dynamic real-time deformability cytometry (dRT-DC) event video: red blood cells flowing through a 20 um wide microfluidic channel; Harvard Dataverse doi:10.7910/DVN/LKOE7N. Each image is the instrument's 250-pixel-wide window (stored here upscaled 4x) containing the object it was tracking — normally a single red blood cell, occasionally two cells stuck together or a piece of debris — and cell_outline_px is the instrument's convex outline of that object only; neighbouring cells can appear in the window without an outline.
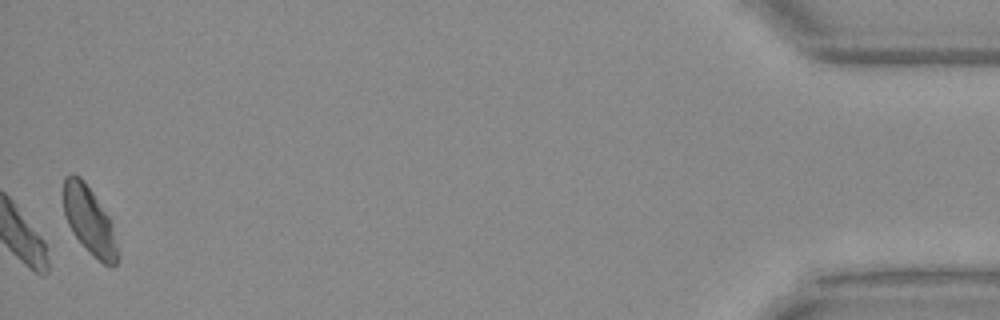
{"species": "Egyptian fruit bat (a non-hibernating species)", "species_latin": "Rousettus aegyptiacus", "temperature_condition": "warm", "stored_images_in_passage": 52, "camera_frame_rate_fps": 3000, "um_per_image_px": 0.085, "animal": {"sex": "female"}, "frame": {"image": 1, "passage_image": 52, "time_ms": 17.0, "image_size_px": [1000, 320], "cell_outline_px": [[120, 256], [116, 264], [112, 268], [104, 264], [72, 232], [68, 224], [64, 212], [64, 176], [72, 172], [80, 176], [84, 180], [108, 216], [112, 224]], "centroid_in_image_um": [7.61, 18.71], "position_along_channel_um": 427.6, "area_um2": 20.98}, "authors_computed_cell_mechanics": {"area_um2": 20.4901, "velocity_mm_per_s": 3.7921, "shape_relaxation_time_tau1_ms": 4.417, "shape_relaxation_time_tau2_ms": 5.9619, "deformation_change_tau1": 0.1393, "deformation_change_tau2": 0.1193}}